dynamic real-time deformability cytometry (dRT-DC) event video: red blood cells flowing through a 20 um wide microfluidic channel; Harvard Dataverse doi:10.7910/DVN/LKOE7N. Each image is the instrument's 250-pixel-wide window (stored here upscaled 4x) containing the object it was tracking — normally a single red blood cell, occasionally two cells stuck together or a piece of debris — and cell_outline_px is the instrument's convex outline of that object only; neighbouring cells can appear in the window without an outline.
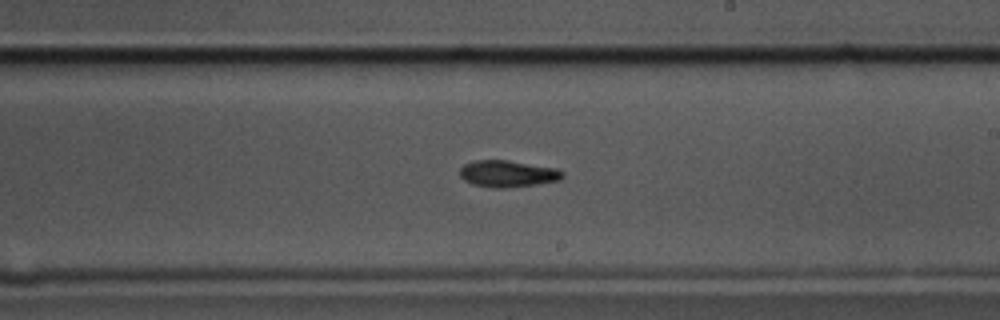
{"species": "common noctule bat (a hibernating species)", "species_latin": "Nyctalus noctula", "temperature_condition": "cold", "stored_images_in_passage": 44, "camera_frame_rate_fps": 3000, "um_per_image_px": 0.085, "animal": {"sex": "male", "body_mass_g": 17.5, "forearm_length_mm": 52.3}, "frame": {"image": 1, "passage_image": 20, "time_ms": 6.333, "image_size_px": [1000, 320], "cell_outline_px": [[564, 176], [560, 180], [536, 184], [504, 188], [492, 188], [472, 184], [464, 180], [460, 176], [460, 168], [464, 164], [476, 160], [508, 160], [556, 168], [564, 172]], "centroid_in_image_um": [43.15, 14.76], "position_along_channel_um": 245.9, "area_um2": 16.01}}
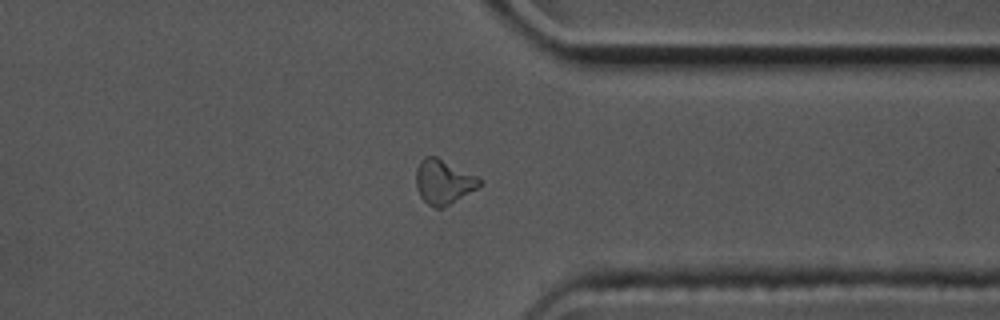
{"frame": {"image": 2, "passage_image": 31, "time_ms": 10.0, "image_size_px": [1000, 320], "cell_outline_px": [[480, 184], [476, 188], [444, 208], [436, 208], [428, 204], [420, 196], [416, 188], [416, 168], [420, 160], [424, 156], [436, 156], [480, 176]], "centroid_in_image_um": [37.68, 15.43], "position_along_channel_um": 373.7, "area_um2": 16.59}}
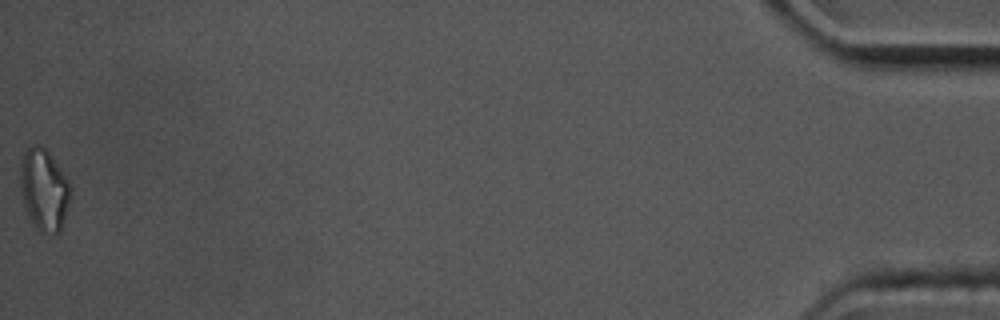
{"frame": {"image": 3, "passage_image": 44, "time_ms": 14.333, "image_size_px": [1000, 320], "cell_outline_px": [[72, 188], [64, 220], [60, 232], [56, 232], [40, 228], [32, 220], [28, 212], [24, 200], [20, 184], [20, 168], [24, 152], [28, 148], [36, 144], [40, 144], [48, 152], [68, 180]], "centroid_in_image_um": [3.76, 16.04], "position_along_channel_um": 431.4, "area_um2": 22.89}, "authors_computed_cell_mechanics": {"area_um2": 16.184, "velocity_mm_per_s": 3.5772, "shape_relaxation_time_tau1_ms": 2.8955, "shape_relaxation_time_tau2_ms": null, "deformation_change_tau1": 0.1427, "deformation_change_tau2": null}}